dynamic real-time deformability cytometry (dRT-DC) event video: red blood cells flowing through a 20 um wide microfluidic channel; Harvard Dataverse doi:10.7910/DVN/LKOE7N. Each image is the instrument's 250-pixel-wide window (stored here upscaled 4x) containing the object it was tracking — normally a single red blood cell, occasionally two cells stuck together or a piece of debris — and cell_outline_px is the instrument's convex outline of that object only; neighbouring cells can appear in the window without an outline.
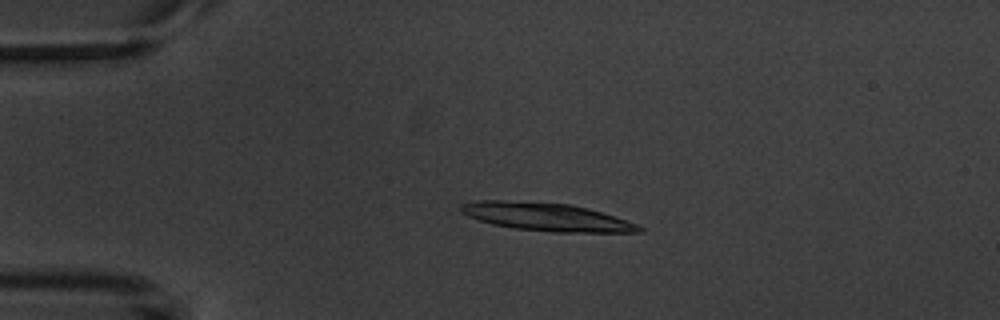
{"species": "common noctule bat (a hibernating species)", "species_latin": "Nyctalus noctula", "temperature_condition": "warm", "stored_images_in_passage": 4, "camera_frame_rate_fps": 3000, "um_per_image_px": 0.085, "animal": {"sex": "male", "body_mass_g": 20.1, "forearm_length_mm": 53.5}, "frame": {"image": 1, "passage_image": 3, "time_ms": 2.333, "image_size_px": [1000, 320], "cell_outline_px": [[644, 228], [640, 232], [552, 232], [512, 228], [492, 224], [468, 216], [460, 212], [460, 204], [472, 200], [504, 200], [572, 204], [588, 208], [616, 216], [636, 224]], "centroid_in_image_um": [46.41, 18.43], "position_along_channel_um": 38.6, "area_um2": 29.25}}